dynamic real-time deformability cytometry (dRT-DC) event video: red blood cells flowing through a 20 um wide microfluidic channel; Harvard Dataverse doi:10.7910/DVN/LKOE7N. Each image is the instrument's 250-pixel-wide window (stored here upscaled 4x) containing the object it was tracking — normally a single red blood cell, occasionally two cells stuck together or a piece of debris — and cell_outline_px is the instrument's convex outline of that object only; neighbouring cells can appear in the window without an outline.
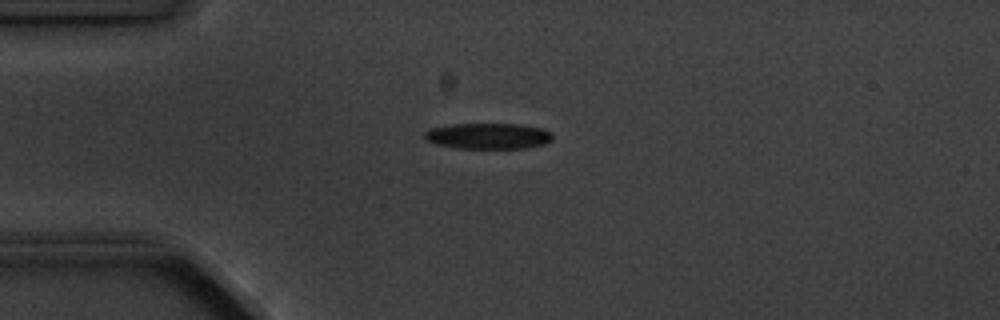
{"species": "common noctule bat (a hibernating species)", "species_latin": "Nyctalus noctula", "temperature_condition": "cold", "stored_images_in_passage": 12, "camera_frame_rate_fps": 3000, "um_per_image_px": 0.085, "animal": {"sex": "male", "body_mass_g": 20.1, "forearm_length_mm": 53.5}, "frame": {"image": 1, "passage_image": 1, "time_ms": 0.0, "image_size_px": [1000, 320], "cell_outline_px": [[552, 140], [544, 144], [524, 148], [456, 148], [436, 144], [428, 140], [424, 136], [424, 132], [428, 128], [452, 124], [520, 124], [544, 128], [552, 132]], "centroid_in_image_um": [41.51, 11.55], "position_along_channel_um": 43.5, "area_um2": 19.42}}
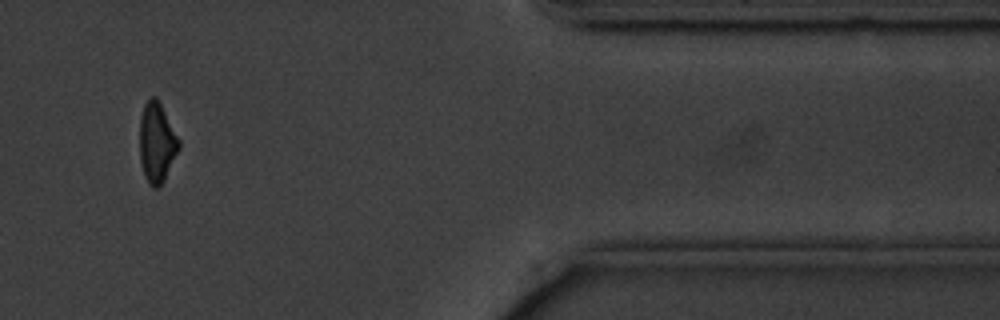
{"frame": {"image": 2, "passage_image": 10, "time_ms": 11.333, "image_size_px": [1000, 320], "cell_outline_px": [[180, 148], [164, 180], [156, 188], [152, 188], [148, 184], [144, 176], [140, 160], [140, 116], [144, 104], [152, 96], [156, 96], [180, 140]], "centroid_in_image_um": [13.32, 12.13], "position_along_channel_um": 398.1, "area_um2": 18.26}, "authors_computed_cell_mechanics": {"area_um2": 19.4497, "velocity_mm_per_s": 3.593, "shape_relaxation_time_tau1_ms": 3.7998, "shape_relaxation_time_tau2_ms": null, "deformation_change_tau1": 0.1061, "deformation_change_tau2": null}}